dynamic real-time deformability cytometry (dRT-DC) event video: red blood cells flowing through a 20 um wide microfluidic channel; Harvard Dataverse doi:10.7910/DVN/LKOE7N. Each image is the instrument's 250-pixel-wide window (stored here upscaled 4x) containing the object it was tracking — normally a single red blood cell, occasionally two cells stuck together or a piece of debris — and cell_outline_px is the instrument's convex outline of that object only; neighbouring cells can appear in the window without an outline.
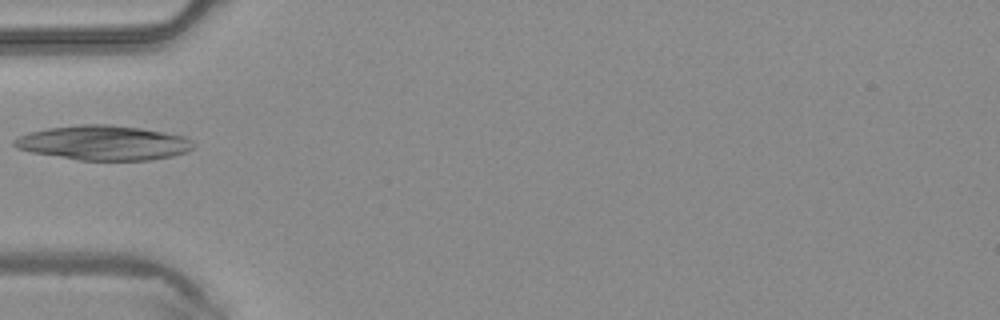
{"species": "common noctule bat (a hibernating species)", "species_latin": "Nyctalus noctula", "temperature_condition": "warm", "stored_images_in_passage": 18, "camera_frame_rate_fps": 3000, "um_per_image_px": 0.085, "animal": {"sex": "male", "body_mass_g": 20.4}, "frame": {"image": 1, "passage_image": 1, "time_ms": 0.0, "image_size_px": [1000, 320], "cell_outline_px": [[196, 144], [188, 152], [172, 156], [148, 160], [80, 160], [32, 152], [16, 148], [12, 144], [12, 140], [16, 136], [48, 128], [80, 124], [108, 124], [140, 128], [164, 132], [184, 136], [192, 140]], "centroid_in_image_um": [8.81, 12.14], "position_along_channel_um": 76.2, "area_um2": 36.18}}